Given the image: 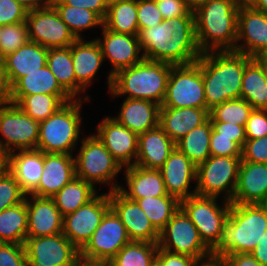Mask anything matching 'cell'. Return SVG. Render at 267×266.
Masks as SVG:
<instances>
[{
    "instance_id": "obj_1",
    "label": "cell",
    "mask_w": 267,
    "mask_h": 266,
    "mask_svg": "<svg viewBox=\"0 0 267 266\" xmlns=\"http://www.w3.org/2000/svg\"><path fill=\"white\" fill-rule=\"evenodd\" d=\"M138 38L144 59L188 65L202 54L196 42L193 16L165 19L155 27L142 29Z\"/></svg>"
},
{
    "instance_id": "obj_2",
    "label": "cell",
    "mask_w": 267,
    "mask_h": 266,
    "mask_svg": "<svg viewBox=\"0 0 267 266\" xmlns=\"http://www.w3.org/2000/svg\"><path fill=\"white\" fill-rule=\"evenodd\" d=\"M250 56L236 51L202 53L196 63L202 71L206 109L241 98L242 78Z\"/></svg>"
},
{
    "instance_id": "obj_3",
    "label": "cell",
    "mask_w": 267,
    "mask_h": 266,
    "mask_svg": "<svg viewBox=\"0 0 267 266\" xmlns=\"http://www.w3.org/2000/svg\"><path fill=\"white\" fill-rule=\"evenodd\" d=\"M238 10L233 0H211L192 11L201 53L235 50Z\"/></svg>"
},
{
    "instance_id": "obj_4",
    "label": "cell",
    "mask_w": 267,
    "mask_h": 266,
    "mask_svg": "<svg viewBox=\"0 0 267 266\" xmlns=\"http://www.w3.org/2000/svg\"><path fill=\"white\" fill-rule=\"evenodd\" d=\"M267 229V207L263 204H235L224 224L222 238L212 250L215 256L251 253Z\"/></svg>"
},
{
    "instance_id": "obj_5",
    "label": "cell",
    "mask_w": 267,
    "mask_h": 266,
    "mask_svg": "<svg viewBox=\"0 0 267 266\" xmlns=\"http://www.w3.org/2000/svg\"><path fill=\"white\" fill-rule=\"evenodd\" d=\"M172 66L166 62L143 59L112 75L111 93L113 96L128 94L127 98L150 100L161 106Z\"/></svg>"
},
{
    "instance_id": "obj_6",
    "label": "cell",
    "mask_w": 267,
    "mask_h": 266,
    "mask_svg": "<svg viewBox=\"0 0 267 266\" xmlns=\"http://www.w3.org/2000/svg\"><path fill=\"white\" fill-rule=\"evenodd\" d=\"M80 102L72 100L40 122L37 150L71 155L80 133Z\"/></svg>"
},
{
    "instance_id": "obj_7",
    "label": "cell",
    "mask_w": 267,
    "mask_h": 266,
    "mask_svg": "<svg viewBox=\"0 0 267 266\" xmlns=\"http://www.w3.org/2000/svg\"><path fill=\"white\" fill-rule=\"evenodd\" d=\"M217 197L192 195L180 201V208L197 228L203 242L213 250L221 241L224 224L228 219L231 202L223 208L216 204Z\"/></svg>"
},
{
    "instance_id": "obj_8",
    "label": "cell",
    "mask_w": 267,
    "mask_h": 266,
    "mask_svg": "<svg viewBox=\"0 0 267 266\" xmlns=\"http://www.w3.org/2000/svg\"><path fill=\"white\" fill-rule=\"evenodd\" d=\"M160 107L206 108L202 71L196 62L171 67L166 95Z\"/></svg>"
},
{
    "instance_id": "obj_9",
    "label": "cell",
    "mask_w": 267,
    "mask_h": 266,
    "mask_svg": "<svg viewBox=\"0 0 267 266\" xmlns=\"http://www.w3.org/2000/svg\"><path fill=\"white\" fill-rule=\"evenodd\" d=\"M241 157L210 156L197 166L196 194L218 197L225 191L226 201L232 202L237 185ZM228 187V188H227Z\"/></svg>"
},
{
    "instance_id": "obj_10",
    "label": "cell",
    "mask_w": 267,
    "mask_h": 266,
    "mask_svg": "<svg viewBox=\"0 0 267 266\" xmlns=\"http://www.w3.org/2000/svg\"><path fill=\"white\" fill-rule=\"evenodd\" d=\"M39 128L40 122L28 116L16 104L0 103V133L6 141H0V152L5 156L17 149H37Z\"/></svg>"
},
{
    "instance_id": "obj_11",
    "label": "cell",
    "mask_w": 267,
    "mask_h": 266,
    "mask_svg": "<svg viewBox=\"0 0 267 266\" xmlns=\"http://www.w3.org/2000/svg\"><path fill=\"white\" fill-rule=\"evenodd\" d=\"M158 247L199 261L212 254V250L203 242L197 228L181 208L160 232Z\"/></svg>"
},
{
    "instance_id": "obj_12",
    "label": "cell",
    "mask_w": 267,
    "mask_h": 266,
    "mask_svg": "<svg viewBox=\"0 0 267 266\" xmlns=\"http://www.w3.org/2000/svg\"><path fill=\"white\" fill-rule=\"evenodd\" d=\"M74 160L76 177L92 185L95 182L110 185L122 169L95 134L82 140V147Z\"/></svg>"
},
{
    "instance_id": "obj_13",
    "label": "cell",
    "mask_w": 267,
    "mask_h": 266,
    "mask_svg": "<svg viewBox=\"0 0 267 266\" xmlns=\"http://www.w3.org/2000/svg\"><path fill=\"white\" fill-rule=\"evenodd\" d=\"M130 242L125 226L110 208L90 240L80 250V257L92 261H110Z\"/></svg>"
},
{
    "instance_id": "obj_14",
    "label": "cell",
    "mask_w": 267,
    "mask_h": 266,
    "mask_svg": "<svg viewBox=\"0 0 267 266\" xmlns=\"http://www.w3.org/2000/svg\"><path fill=\"white\" fill-rule=\"evenodd\" d=\"M26 24L29 41L46 48H67L76 40L51 3L28 11Z\"/></svg>"
},
{
    "instance_id": "obj_15",
    "label": "cell",
    "mask_w": 267,
    "mask_h": 266,
    "mask_svg": "<svg viewBox=\"0 0 267 266\" xmlns=\"http://www.w3.org/2000/svg\"><path fill=\"white\" fill-rule=\"evenodd\" d=\"M28 266H75L80 251L63 233L27 237L24 242Z\"/></svg>"
},
{
    "instance_id": "obj_16",
    "label": "cell",
    "mask_w": 267,
    "mask_h": 266,
    "mask_svg": "<svg viewBox=\"0 0 267 266\" xmlns=\"http://www.w3.org/2000/svg\"><path fill=\"white\" fill-rule=\"evenodd\" d=\"M109 209V193L96 195L75 212L63 217L62 233L80 251L90 240Z\"/></svg>"
},
{
    "instance_id": "obj_17",
    "label": "cell",
    "mask_w": 267,
    "mask_h": 266,
    "mask_svg": "<svg viewBox=\"0 0 267 266\" xmlns=\"http://www.w3.org/2000/svg\"><path fill=\"white\" fill-rule=\"evenodd\" d=\"M109 201L110 208L120 218L131 241L159 242L160 233L137 202L127 199L118 190L109 192Z\"/></svg>"
},
{
    "instance_id": "obj_18",
    "label": "cell",
    "mask_w": 267,
    "mask_h": 266,
    "mask_svg": "<svg viewBox=\"0 0 267 266\" xmlns=\"http://www.w3.org/2000/svg\"><path fill=\"white\" fill-rule=\"evenodd\" d=\"M246 41L244 45L236 44V52L251 58L267 56V14L252 8L238 10L237 42Z\"/></svg>"
},
{
    "instance_id": "obj_19",
    "label": "cell",
    "mask_w": 267,
    "mask_h": 266,
    "mask_svg": "<svg viewBox=\"0 0 267 266\" xmlns=\"http://www.w3.org/2000/svg\"><path fill=\"white\" fill-rule=\"evenodd\" d=\"M103 27V41L96 39L98 42L103 58L106 56L111 61L114 69L110 72L108 77L109 89L112 83V75L121 69L131 67L144 59V56L139 57L141 46L138 35H129L116 33Z\"/></svg>"
},
{
    "instance_id": "obj_20",
    "label": "cell",
    "mask_w": 267,
    "mask_h": 266,
    "mask_svg": "<svg viewBox=\"0 0 267 266\" xmlns=\"http://www.w3.org/2000/svg\"><path fill=\"white\" fill-rule=\"evenodd\" d=\"M98 126V132L95 135L120 166L129 167L135 165L138 150V134L132 132L111 117H106ZM133 157L135 160L131 162Z\"/></svg>"
},
{
    "instance_id": "obj_21",
    "label": "cell",
    "mask_w": 267,
    "mask_h": 266,
    "mask_svg": "<svg viewBox=\"0 0 267 266\" xmlns=\"http://www.w3.org/2000/svg\"><path fill=\"white\" fill-rule=\"evenodd\" d=\"M159 170L168 195L181 201L196 194L188 188L192 179L196 180L197 166L176 147Z\"/></svg>"
},
{
    "instance_id": "obj_22",
    "label": "cell",
    "mask_w": 267,
    "mask_h": 266,
    "mask_svg": "<svg viewBox=\"0 0 267 266\" xmlns=\"http://www.w3.org/2000/svg\"><path fill=\"white\" fill-rule=\"evenodd\" d=\"M74 177L75 160L71 155L44 153L42 176L38 186L29 195L52 197Z\"/></svg>"
},
{
    "instance_id": "obj_23",
    "label": "cell",
    "mask_w": 267,
    "mask_h": 266,
    "mask_svg": "<svg viewBox=\"0 0 267 266\" xmlns=\"http://www.w3.org/2000/svg\"><path fill=\"white\" fill-rule=\"evenodd\" d=\"M26 197L27 195L25 196L28 213L27 237H44L62 233L63 216L52 197L32 195L31 201Z\"/></svg>"
},
{
    "instance_id": "obj_24",
    "label": "cell",
    "mask_w": 267,
    "mask_h": 266,
    "mask_svg": "<svg viewBox=\"0 0 267 266\" xmlns=\"http://www.w3.org/2000/svg\"><path fill=\"white\" fill-rule=\"evenodd\" d=\"M267 196V163L241 159L237 185L231 203L262 204Z\"/></svg>"
},
{
    "instance_id": "obj_25",
    "label": "cell",
    "mask_w": 267,
    "mask_h": 266,
    "mask_svg": "<svg viewBox=\"0 0 267 266\" xmlns=\"http://www.w3.org/2000/svg\"><path fill=\"white\" fill-rule=\"evenodd\" d=\"M126 182L129 190L113 184L111 191L118 190L123 196L132 201L141 198H151L168 195L160 170L146 169L137 165L126 167Z\"/></svg>"
},
{
    "instance_id": "obj_26",
    "label": "cell",
    "mask_w": 267,
    "mask_h": 266,
    "mask_svg": "<svg viewBox=\"0 0 267 266\" xmlns=\"http://www.w3.org/2000/svg\"><path fill=\"white\" fill-rule=\"evenodd\" d=\"M6 169L15 177L20 189L29 195L37 186L44 170V152L19 150L6 156Z\"/></svg>"
},
{
    "instance_id": "obj_27",
    "label": "cell",
    "mask_w": 267,
    "mask_h": 266,
    "mask_svg": "<svg viewBox=\"0 0 267 266\" xmlns=\"http://www.w3.org/2000/svg\"><path fill=\"white\" fill-rule=\"evenodd\" d=\"M175 147V143L158 125L156 128L138 135L135 165L159 170Z\"/></svg>"
},
{
    "instance_id": "obj_28",
    "label": "cell",
    "mask_w": 267,
    "mask_h": 266,
    "mask_svg": "<svg viewBox=\"0 0 267 266\" xmlns=\"http://www.w3.org/2000/svg\"><path fill=\"white\" fill-rule=\"evenodd\" d=\"M206 108H168L160 107L159 126L176 143L195 127L209 119Z\"/></svg>"
},
{
    "instance_id": "obj_29",
    "label": "cell",
    "mask_w": 267,
    "mask_h": 266,
    "mask_svg": "<svg viewBox=\"0 0 267 266\" xmlns=\"http://www.w3.org/2000/svg\"><path fill=\"white\" fill-rule=\"evenodd\" d=\"M73 69L77 81V93L86 89L103 63V54L96 40L84 42L76 39L71 44Z\"/></svg>"
},
{
    "instance_id": "obj_30",
    "label": "cell",
    "mask_w": 267,
    "mask_h": 266,
    "mask_svg": "<svg viewBox=\"0 0 267 266\" xmlns=\"http://www.w3.org/2000/svg\"><path fill=\"white\" fill-rule=\"evenodd\" d=\"M48 48L28 41L15 52L4 57L7 76L11 86L21 77L43 68L47 62Z\"/></svg>"
},
{
    "instance_id": "obj_31",
    "label": "cell",
    "mask_w": 267,
    "mask_h": 266,
    "mask_svg": "<svg viewBox=\"0 0 267 266\" xmlns=\"http://www.w3.org/2000/svg\"><path fill=\"white\" fill-rule=\"evenodd\" d=\"M159 110L160 105L153 101L127 98L114 119L139 135L159 125Z\"/></svg>"
},
{
    "instance_id": "obj_32",
    "label": "cell",
    "mask_w": 267,
    "mask_h": 266,
    "mask_svg": "<svg viewBox=\"0 0 267 266\" xmlns=\"http://www.w3.org/2000/svg\"><path fill=\"white\" fill-rule=\"evenodd\" d=\"M241 98L253 109L267 110V83L264 78V56L252 58L245 67Z\"/></svg>"
},
{
    "instance_id": "obj_33",
    "label": "cell",
    "mask_w": 267,
    "mask_h": 266,
    "mask_svg": "<svg viewBox=\"0 0 267 266\" xmlns=\"http://www.w3.org/2000/svg\"><path fill=\"white\" fill-rule=\"evenodd\" d=\"M72 100L69 95H11L10 103L16 104L28 116L41 122Z\"/></svg>"
},
{
    "instance_id": "obj_34",
    "label": "cell",
    "mask_w": 267,
    "mask_h": 266,
    "mask_svg": "<svg viewBox=\"0 0 267 266\" xmlns=\"http://www.w3.org/2000/svg\"><path fill=\"white\" fill-rule=\"evenodd\" d=\"M103 25L116 33L138 35L137 0H109Z\"/></svg>"
},
{
    "instance_id": "obj_35",
    "label": "cell",
    "mask_w": 267,
    "mask_h": 266,
    "mask_svg": "<svg viewBox=\"0 0 267 266\" xmlns=\"http://www.w3.org/2000/svg\"><path fill=\"white\" fill-rule=\"evenodd\" d=\"M94 187V185L78 177H74L60 191L52 196V199L64 217L91 201L97 195Z\"/></svg>"
},
{
    "instance_id": "obj_36",
    "label": "cell",
    "mask_w": 267,
    "mask_h": 266,
    "mask_svg": "<svg viewBox=\"0 0 267 266\" xmlns=\"http://www.w3.org/2000/svg\"><path fill=\"white\" fill-rule=\"evenodd\" d=\"M27 229L26 199L22 203L0 212V243L24 245Z\"/></svg>"
},
{
    "instance_id": "obj_37",
    "label": "cell",
    "mask_w": 267,
    "mask_h": 266,
    "mask_svg": "<svg viewBox=\"0 0 267 266\" xmlns=\"http://www.w3.org/2000/svg\"><path fill=\"white\" fill-rule=\"evenodd\" d=\"M68 95L59 85L47 65L21 77L13 86L11 95Z\"/></svg>"
},
{
    "instance_id": "obj_38",
    "label": "cell",
    "mask_w": 267,
    "mask_h": 266,
    "mask_svg": "<svg viewBox=\"0 0 267 266\" xmlns=\"http://www.w3.org/2000/svg\"><path fill=\"white\" fill-rule=\"evenodd\" d=\"M46 65L61 88L74 99L77 95V81L73 69L71 45L67 48H48Z\"/></svg>"
},
{
    "instance_id": "obj_39",
    "label": "cell",
    "mask_w": 267,
    "mask_h": 266,
    "mask_svg": "<svg viewBox=\"0 0 267 266\" xmlns=\"http://www.w3.org/2000/svg\"><path fill=\"white\" fill-rule=\"evenodd\" d=\"M212 125L210 118L200 126L195 127L175 143L176 148L187 156L196 166L211 156L210 137Z\"/></svg>"
},
{
    "instance_id": "obj_40",
    "label": "cell",
    "mask_w": 267,
    "mask_h": 266,
    "mask_svg": "<svg viewBox=\"0 0 267 266\" xmlns=\"http://www.w3.org/2000/svg\"><path fill=\"white\" fill-rule=\"evenodd\" d=\"M136 202L159 233L180 208V201L174 196L145 197Z\"/></svg>"
},
{
    "instance_id": "obj_41",
    "label": "cell",
    "mask_w": 267,
    "mask_h": 266,
    "mask_svg": "<svg viewBox=\"0 0 267 266\" xmlns=\"http://www.w3.org/2000/svg\"><path fill=\"white\" fill-rule=\"evenodd\" d=\"M50 3L57 10L62 21L68 26L76 39H82L79 35L82 30L97 25L103 26V20L90 10L64 5L60 0H51Z\"/></svg>"
},
{
    "instance_id": "obj_42",
    "label": "cell",
    "mask_w": 267,
    "mask_h": 266,
    "mask_svg": "<svg viewBox=\"0 0 267 266\" xmlns=\"http://www.w3.org/2000/svg\"><path fill=\"white\" fill-rule=\"evenodd\" d=\"M157 251L158 243L131 241L110 262L112 266H150Z\"/></svg>"
},
{
    "instance_id": "obj_43",
    "label": "cell",
    "mask_w": 267,
    "mask_h": 266,
    "mask_svg": "<svg viewBox=\"0 0 267 266\" xmlns=\"http://www.w3.org/2000/svg\"><path fill=\"white\" fill-rule=\"evenodd\" d=\"M252 106L243 98L231 99L209 111L211 122H228L245 126Z\"/></svg>"
},
{
    "instance_id": "obj_44",
    "label": "cell",
    "mask_w": 267,
    "mask_h": 266,
    "mask_svg": "<svg viewBox=\"0 0 267 266\" xmlns=\"http://www.w3.org/2000/svg\"><path fill=\"white\" fill-rule=\"evenodd\" d=\"M29 41L26 21L17 24L4 25L0 36V57L15 52Z\"/></svg>"
},
{
    "instance_id": "obj_45",
    "label": "cell",
    "mask_w": 267,
    "mask_h": 266,
    "mask_svg": "<svg viewBox=\"0 0 267 266\" xmlns=\"http://www.w3.org/2000/svg\"><path fill=\"white\" fill-rule=\"evenodd\" d=\"M25 196L15 177L5 167L0 172V212L22 203Z\"/></svg>"
},
{
    "instance_id": "obj_46",
    "label": "cell",
    "mask_w": 267,
    "mask_h": 266,
    "mask_svg": "<svg viewBox=\"0 0 267 266\" xmlns=\"http://www.w3.org/2000/svg\"><path fill=\"white\" fill-rule=\"evenodd\" d=\"M137 18L139 32L164 20L155 0H137Z\"/></svg>"
},
{
    "instance_id": "obj_47",
    "label": "cell",
    "mask_w": 267,
    "mask_h": 266,
    "mask_svg": "<svg viewBox=\"0 0 267 266\" xmlns=\"http://www.w3.org/2000/svg\"><path fill=\"white\" fill-rule=\"evenodd\" d=\"M0 266H28L24 245L0 243Z\"/></svg>"
},
{
    "instance_id": "obj_48",
    "label": "cell",
    "mask_w": 267,
    "mask_h": 266,
    "mask_svg": "<svg viewBox=\"0 0 267 266\" xmlns=\"http://www.w3.org/2000/svg\"><path fill=\"white\" fill-rule=\"evenodd\" d=\"M241 159L254 163H267V136L247 139L242 148Z\"/></svg>"
},
{
    "instance_id": "obj_49",
    "label": "cell",
    "mask_w": 267,
    "mask_h": 266,
    "mask_svg": "<svg viewBox=\"0 0 267 266\" xmlns=\"http://www.w3.org/2000/svg\"><path fill=\"white\" fill-rule=\"evenodd\" d=\"M28 10L13 0H0V24L11 25L25 22Z\"/></svg>"
},
{
    "instance_id": "obj_50",
    "label": "cell",
    "mask_w": 267,
    "mask_h": 266,
    "mask_svg": "<svg viewBox=\"0 0 267 266\" xmlns=\"http://www.w3.org/2000/svg\"><path fill=\"white\" fill-rule=\"evenodd\" d=\"M210 152L212 156H242V148L233 141V138L217 137L213 129L210 137Z\"/></svg>"
},
{
    "instance_id": "obj_51",
    "label": "cell",
    "mask_w": 267,
    "mask_h": 266,
    "mask_svg": "<svg viewBox=\"0 0 267 266\" xmlns=\"http://www.w3.org/2000/svg\"><path fill=\"white\" fill-rule=\"evenodd\" d=\"M246 139L267 136V110L253 109L245 125Z\"/></svg>"
},
{
    "instance_id": "obj_52",
    "label": "cell",
    "mask_w": 267,
    "mask_h": 266,
    "mask_svg": "<svg viewBox=\"0 0 267 266\" xmlns=\"http://www.w3.org/2000/svg\"><path fill=\"white\" fill-rule=\"evenodd\" d=\"M155 2L164 20L181 16H193L186 0H155Z\"/></svg>"
},
{
    "instance_id": "obj_53",
    "label": "cell",
    "mask_w": 267,
    "mask_h": 266,
    "mask_svg": "<svg viewBox=\"0 0 267 266\" xmlns=\"http://www.w3.org/2000/svg\"><path fill=\"white\" fill-rule=\"evenodd\" d=\"M211 125L212 129L217 133V137L233 138V141L243 148L247 140L245 126L228 122H211Z\"/></svg>"
},
{
    "instance_id": "obj_54",
    "label": "cell",
    "mask_w": 267,
    "mask_h": 266,
    "mask_svg": "<svg viewBox=\"0 0 267 266\" xmlns=\"http://www.w3.org/2000/svg\"><path fill=\"white\" fill-rule=\"evenodd\" d=\"M64 5L85 8L96 13L103 21L108 12L109 0H60Z\"/></svg>"
},
{
    "instance_id": "obj_55",
    "label": "cell",
    "mask_w": 267,
    "mask_h": 266,
    "mask_svg": "<svg viewBox=\"0 0 267 266\" xmlns=\"http://www.w3.org/2000/svg\"><path fill=\"white\" fill-rule=\"evenodd\" d=\"M163 266H197L201 262L194 257L174 254L158 247L157 256Z\"/></svg>"
},
{
    "instance_id": "obj_56",
    "label": "cell",
    "mask_w": 267,
    "mask_h": 266,
    "mask_svg": "<svg viewBox=\"0 0 267 266\" xmlns=\"http://www.w3.org/2000/svg\"><path fill=\"white\" fill-rule=\"evenodd\" d=\"M12 86L9 82L4 58L0 57V103L10 102Z\"/></svg>"
},
{
    "instance_id": "obj_57",
    "label": "cell",
    "mask_w": 267,
    "mask_h": 266,
    "mask_svg": "<svg viewBox=\"0 0 267 266\" xmlns=\"http://www.w3.org/2000/svg\"><path fill=\"white\" fill-rule=\"evenodd\" d=\"M225 258L231 266H264L251 253H236Z\"/></svg>"
},
{
    "instance_id": "obj_58",
    "label": "cell",
    "mask_w": 267,
    "mask_h": 266,
    "mask_svg": "<svg viewBox=\"0 0 267 266\" xmlns=\"http://www.w3.org/2000/svg\"><path fill=\"white\" fill-rule=\"evenodd\" d=\"M254 258L264 266H267V229L263 234V237L251 251Z\"/></svg>"
},
{
    "instance_id": "obj_59",
    "label": "cell",
    "mask_w": 267,
    "mask_h": 266,
    "mask_svg": "<svg viewBox=\"0 0 267 266\" xmlns=\"http://www.w3.org/2000/svg\"><path fill=\"white\" fill-rule=\"evenodd\" d=\"M13 1L21 4L28 11L44 7L48 4H50V2H51V0H13Z\"/></svg>"
},
{
    "instance_id": "obj_60",
    "label": "cell",
    "mask_w": 267,
    "mask_h": 266,
    "mask_svg": "<svg viewBox=\"0 0 267 266\" xmlns=\"http://www.w3.org/2000/svg\"><path fill=\"white\" fill-rule=\"evenodd\" d=\"M208 260L203 261L204 259H201V266H231L228 261L226 260L225 257L222 256H215L213 254H211L210 256H208L207 258ZM197 266L198 263H197Z\"/></svg>"
},
{
    "instance_id": "obj_61",
    "label": "cell",
    "mask_w": 267,
    "mask_h": 266,
    "mask_svg": "<svg viewBox=\"0 0 267 266\" xmlns=\"http://www.w3.org/2000/svg\"><path fill=\"white\" fill-rule=\"evenodd\" d=\"M75 266H112L110 261H92L79 258Z\"/></svg>"
},
{
    "instance_id": "obj_62",
    "label": "cell",
    "mask_w": 267,
    "mask_h": 266,
    "mask_svg": "<svg viewBox=\"0 0 267 266\" xmlns=\"http://www.w3.org/2000/svg\"><path fill=\"white\" fill-rule=\"evenodd\" d=\"M258 0H233L234 5L238 8H252Z\"/></svg>"
},
{
    "instance_id": "obj_63",
    "label": "cell",
    "mask_w": 267,
    "mask_h": 266,
    "mask_svg": "<svg viewBox=\"0 0 267 266\" xmlns=\"http://www.w3.org/2000/svg\"><path fill=\"white\" fill-rule=\"evenodd\" d=\"M211 0H186L188 8L193 11L195 8L199 7L200 5L210 2Z\"/></svg>"
},
{
    "instance_id": "obj_64",
    "label": "cell",
    "mask_w": 267,
    "mask_h": 266,
    "mask_svg": "<svg viewBox=\"0 0 267 266\" xmlns=\"http://www.w3.org/2000/svg\"><path fill=\"white\" fill-rule=\"evenodd\" d=\"M253 8L267 14V0H258Z\"/></svg>"
},
{
    "instance_id": "obj_65",
    "label": "cell",
    "mask_w": 267,
    "mask_h": 266,
    "mask_svg": "<svg viewBox=\"0 0 267 266\" xmlns=\"http://www.w3.org/2000/svg\"><path fill=\"white\" fill-rule=\"evenodd\" d=\"M6 167V156L0 152V172Z\"/></svg>"
},
{
    "instance_id": "obj_66",
    "label": "cell",
    "mask_w": 267,
    "mask_h": 266,
    "mask_svg": "<svg viewBox=\"0 0 267 266\" xmlns=\"http://www.w3.org/2000/svg\"><path fill=\"white\" fill-rule=\"evenodd\" d=\"M264 78L267 83V56H264Z\"/></svg>"
},
{
    "instance_id": "obj_67",
    "label": "cell",
    "mask_w": 267,
    "mask_h": 266,
    "mask_svg": "<svg viewBox=\"0 0 267 266\" xmlns=\"http://www.w3.org/2000/svg\"><path fill=\"white\" fill-rule=\"evenodd\" d=\"M150 266H163V264L157 257H155Z\"/></svg>"
},
{
    "instance_id": "obj_68",
    "label": "cell",
    "mask_w": 267,
    "mask_h": 266,
    "mask_svg": "<svg viewBox=\"0 0 267 266\" xmlns=\"http://www.w3.org/2000/svg\"><path fill=\"white\" fill-rule=\"evenodd\" d=\"M262 204L267 207V196Z\"/></svg>"
},
{
    "instance_id": "obj_69",
    "label": "cell",
    "mask_w": 267,
    "mask_h": 266,
    "mask_svg": "<svg viewBox=\"0 0 267 266\" xmlns=\"http://www.w3.org/2000/svg\"><path fill=\"white\" fill-rule=\"evenodd\" d=\"M2 32H3V25L0 24V36H1Z\"/></svg>"
}]
</instances>
